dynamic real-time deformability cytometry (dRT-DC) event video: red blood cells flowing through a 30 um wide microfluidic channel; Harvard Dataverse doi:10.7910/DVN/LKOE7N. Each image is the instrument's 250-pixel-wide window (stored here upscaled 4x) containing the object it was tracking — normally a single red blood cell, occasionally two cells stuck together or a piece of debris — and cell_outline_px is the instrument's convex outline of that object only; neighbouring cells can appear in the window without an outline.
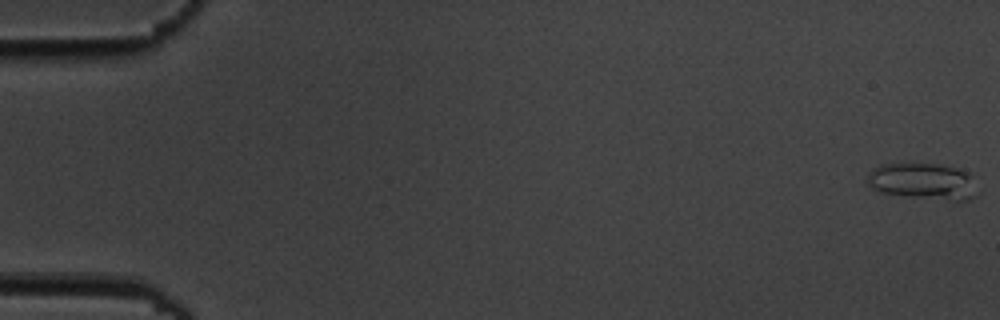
{"species": "common noctule bat (a hibernating species)", "species_latin": "Nyctalus noctula", "temperature_condition": "cold", "stored_images_in_passage": 7, "segment_of_instrument_passage": [2, 2], "camera_frame_rate_fps": 3000, "um_per_image_px": 0.085, "animal": {"sex": "male", "body_mass_g": 19.5, "forearm_length_mm": 54.6}, "frame": {"image": 1, "passage_image": 7, "time_ms": 7.667, "image_size_px": [1000, 320], "cell_outline_px": [[976, 196], [968, 200], [956, 200], [912, 196], [880, 192], [872, 188], [868, 184], [868, 172], [880, 164], [940, 164], [956, 168], [968, 172]], "centroid_in_image_um": [78.4, 15.39], "position_along_channel_um": 6.6, "area_um2": 22.72}}